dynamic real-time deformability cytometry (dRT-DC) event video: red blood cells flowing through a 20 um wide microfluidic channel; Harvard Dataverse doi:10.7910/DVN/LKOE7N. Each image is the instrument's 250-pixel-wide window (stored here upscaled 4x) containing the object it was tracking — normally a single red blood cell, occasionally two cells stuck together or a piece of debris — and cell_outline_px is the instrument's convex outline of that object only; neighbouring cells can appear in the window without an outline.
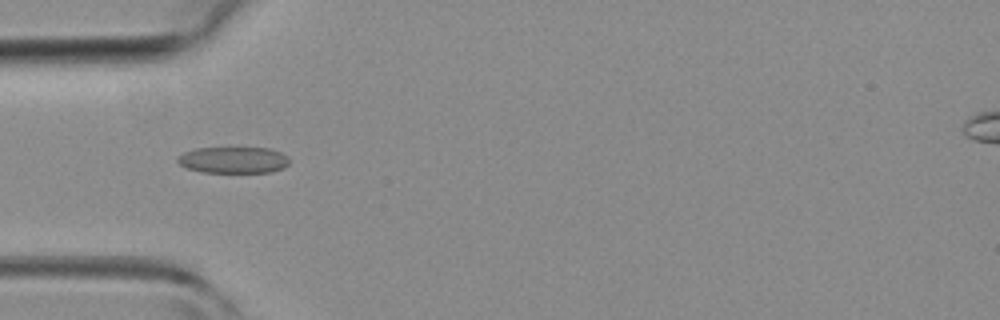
{"species": "common noctule bat (a hibernating species)", "species_latin": "Nyctalus noctula", "temperature_condition": "room temperature", "stored_images_in_passage": 38, "camera_frame_rate_fps": 3000, "um_per_image_px": 0.085, "animal": {"sex": "female", "body_mass_g": 19.3, "forearm_length_mm": 54.1}, "frame": {"image": 1, "passage_image": 7, "time_ms": 2.0, "image_size_px": [1000, 320], "cell_outline_px": [[288, 164], [284, 168], [272, 172], [200, 172], [188, 168], [180, 164], [176, 160], [184, 152], [196, 148], [268, 148], [280, 152], [288, 156]], "centroid_in_image_um": [19.86, 13.6], "position_along_channel_um": 65.1, "area_um2": 17.11}}
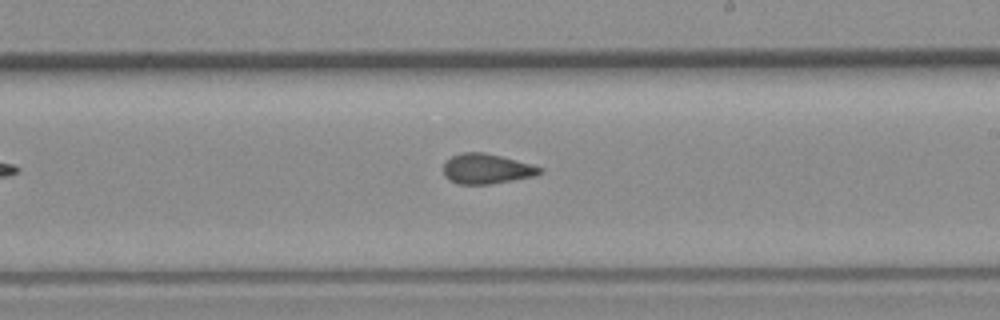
{"frame": {"image": 2, "passage_image": 19, "time_ms": 6.0, "image_size_px": [1000, 320], "cell_outline_px": [[544, 172], [532, 176], [492, 184], [460, 184], [448, 180], [444, 176], [444, 160], [452, 156], [464, 152], [484, 152], [500, 156], [544, 168]], "centroid_in_image_um": [41.32, 14.35], "position_along_channel_um": 247.7, "area_um2": 16.82}}
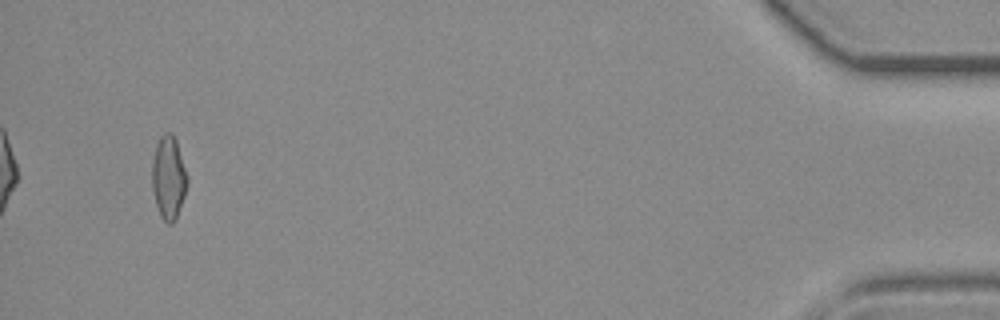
{"frame": {"image": 3, "passage_image": 36, "time_ms": 11.667, "image_size_px": [1000, 320], "cell_outline_px": [[188, 184], [176, 220], [172, 224], [168, 224], [160, 216], [156, 204], [152, 188], [152, 164], [156, 144], [160, 136], [164, 132], [172, 132], [176, 140], [188, 176]], "centroid_in_image_um": [14.33, 15.09], "position_along_channel_um": 420.9, "area_um2": 17.22}}